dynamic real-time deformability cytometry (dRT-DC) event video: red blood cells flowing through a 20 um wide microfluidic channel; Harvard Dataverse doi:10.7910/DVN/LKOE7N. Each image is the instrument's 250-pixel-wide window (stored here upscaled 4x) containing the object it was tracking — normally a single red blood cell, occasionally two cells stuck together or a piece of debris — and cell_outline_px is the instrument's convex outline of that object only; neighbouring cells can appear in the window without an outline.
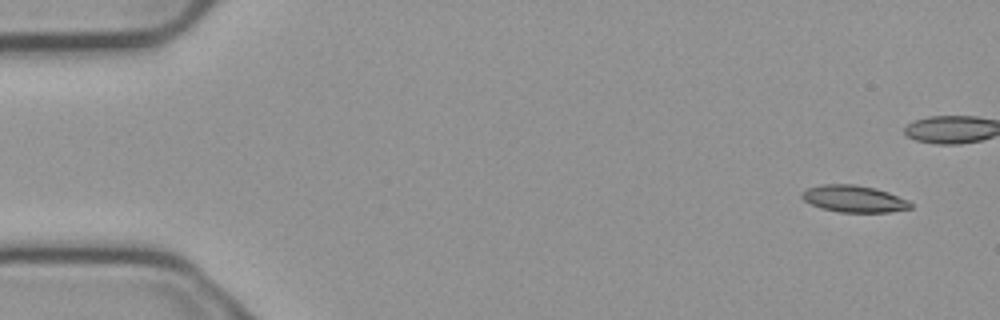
{"species": "common noctule bat (a hibernating species)", "species_latin": "Nyctalus noctula", "temperature_condition": "cold", "stored_images_in_passage": 5, "segment_of_instrument_passage": [2, 2], "camera_frame_rate_fps": 3000, "um_per_image_px": 0.085, "animal": {"sex": "male", "body_mass_g": 23.1, "forearm_length_mm": 52.7}, "frame": {"image": 1, "passage_image": 5, "time_ms": 1.333, "image_size_px": [1000, 320], "cell_outline_px": [[912, 208], [888, 212], [840, 212], [820, 208], [804, 200], [800, 196], [808, 188], [820, 184], [856, 184], [876, 188], [888, 192], [908, 200], [912, 204]], "centroid_in_image_um": [72.6, 16.89], "position_along_channel_um": 12.4, "area_um2": 16.99}}